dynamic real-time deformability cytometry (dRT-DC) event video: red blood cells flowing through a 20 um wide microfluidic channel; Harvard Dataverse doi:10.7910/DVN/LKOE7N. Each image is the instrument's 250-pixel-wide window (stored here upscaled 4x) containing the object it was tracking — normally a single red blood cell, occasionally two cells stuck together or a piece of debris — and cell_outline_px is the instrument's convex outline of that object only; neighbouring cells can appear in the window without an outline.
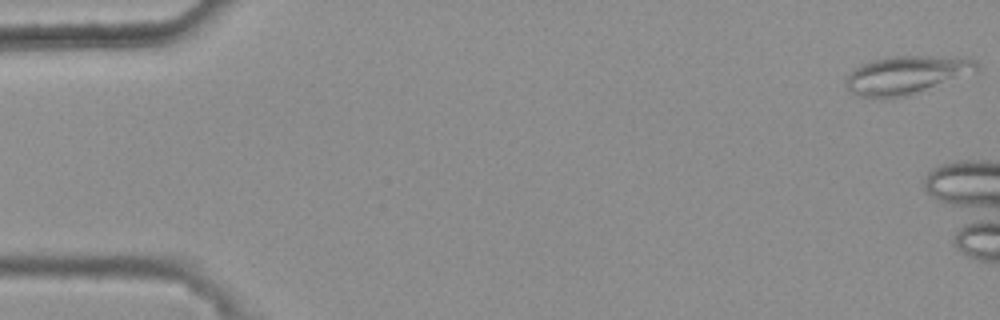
{"species": "common noctule bat (a hibernating species)", "species_latin": "Nyctalus noctula", "temperature_condition": "warm", "stored_images_in_passage": 14, "camera_frame_rate_fps": 3000, "um_per_image_px": 0.085, "animal": {"sex": "female", "body_mass_g": 25.1}, "frame": {"image": 1, "passage_image": 1, "time_ms": 0.0, "image_size_px": [1000, 320], "cell_outline_px": [[980, 72], [908, 96], [860, 96], [852, 92], [844, 84], [844, 80], [860, 64], [872, 60], [888, 56], [956, 56], [976, 60], [980, 64]], "centroid_in_image_um": [77.17, 6.34], "position_along_channel_um": 7.8, "area_um2": 29.42}}